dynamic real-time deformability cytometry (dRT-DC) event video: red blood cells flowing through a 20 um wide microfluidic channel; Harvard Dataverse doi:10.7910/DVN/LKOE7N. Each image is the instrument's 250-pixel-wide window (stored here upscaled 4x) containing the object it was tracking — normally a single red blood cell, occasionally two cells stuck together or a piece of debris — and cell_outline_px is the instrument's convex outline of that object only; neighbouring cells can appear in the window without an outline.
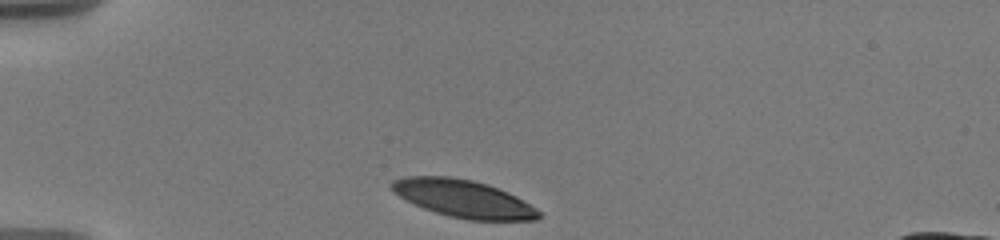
{"species": "human", "species_latin": "Homo sapiens", "temperature_condition": "warm", "stored_images_in_passage": 52, "camera_frame_rate_fps": 3000, "um_per_image_px": 0.085, "donor": {"sex": "male"}, "frame": {"image": 1, "passage_image": 1, "time_ms": 0.0, "image_size_px": [1000, 240], "cell_outline_px": [[540, 216], [536, 220], [468, 220], [448, 216], [424, 208], [400, 196], [392, 188], [392, 180], [404, 176], [448, 176], [472, 180], [488, 184], [516, 196], [536, 208], [540, 212]], "centroid_in_image_um": [39.41, 16.88], "position_along_channel_um": 45.6, "area_um2": 31.79}}
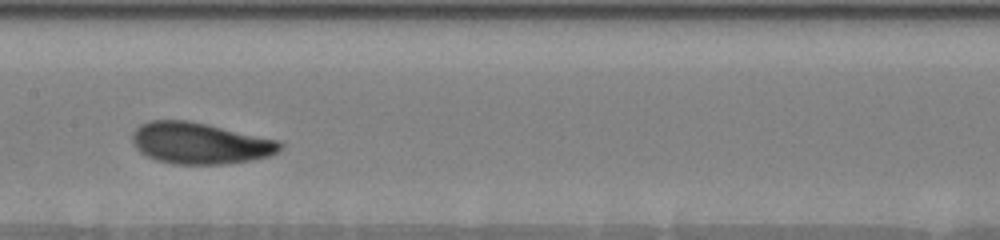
{"frame": {"image": 2, "passage_image": 23, "time_ms": 5.0, "image_size_px": [1000, 240], "cell_outline_px": [[284, 144], [276, 152], [268, 156], [228, 164], [172, 164], [156, 160], [140, 152], [132, 144], [132, 132], [140, 124], [148, 120], [188, 120], [208, 124], [280, 140]], "centroid_in_image_um": [16.96, 12.16], "position_along_channel_um": 190.4, "area_um2": 35.84}}
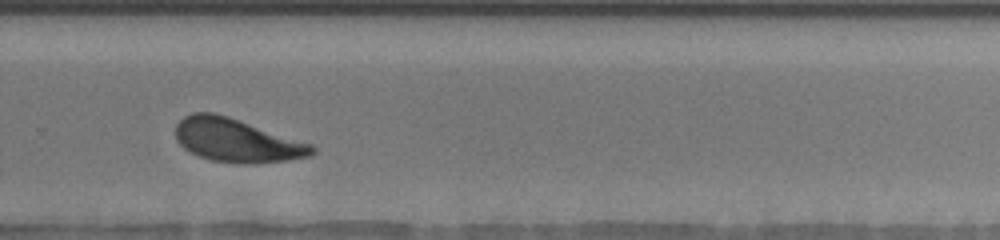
{"frame": {"image": 3, "passage_image": 45, "time_ms": 8.333, "image_size_px": [1000, 240], "cell_outline_px": [[316, 152], [308, 156], [288, 160], [252, 164], [236, 164], [212, 160], [200, 156], [184, 148], [176, 140], [176, 124], [184, 116], [192, 112], [212, 112], [228, 116], [312, 144], [316, 148]], "centroid_in_image_um": [20.12, 11.93], "position_along_channel_um": 309.7, "area_um2": 34.51}}